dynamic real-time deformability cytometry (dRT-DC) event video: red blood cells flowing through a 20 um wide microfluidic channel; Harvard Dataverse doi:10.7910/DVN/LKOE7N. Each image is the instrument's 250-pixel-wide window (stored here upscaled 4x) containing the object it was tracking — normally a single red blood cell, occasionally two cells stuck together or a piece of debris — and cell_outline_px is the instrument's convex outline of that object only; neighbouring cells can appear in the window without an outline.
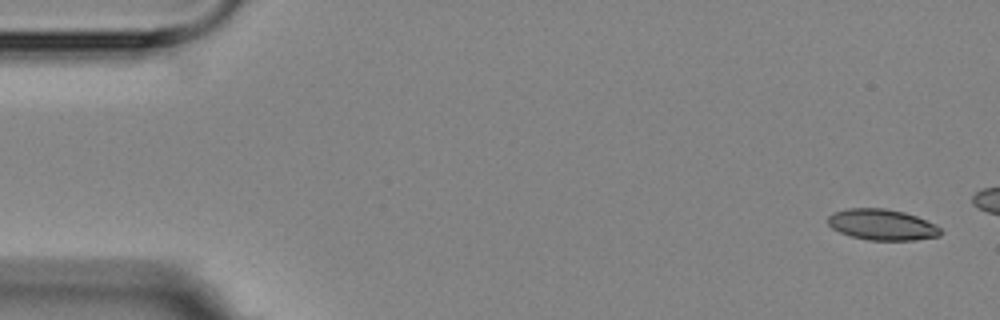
{"species": "Egyptian fruit bat (a non-hibernating species)", "species_latin": "Rousettus aegyptiacus", "temperature_condition": "room temperature", "stored_images_in_passage": 4, "camera_frame_rate_fps": 3000, "um_per_image_px": 0.085, "animal": {"sex": "female"}, "frame": {"image": 1, "passage_image": 1, "time_ms": 0.0, "image_size_px": [1000, 320], "cell_outline_px": [[944, 232], [940, 236], [916, 240], [868, 240], [852, 236], [840, 232], [832, 228], [828, 224], [828, 216], [832, 212], [848, 208], [884, 208], [904, 212], [916, 216], [936, 224]], "centroid_in_image_um": [75.0, 19.09], "position_along_channel_um": 10.0, "area_um2": 20.46}}